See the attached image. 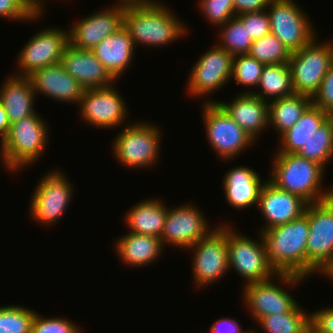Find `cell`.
Returning <instances> with one entry per match:
<instances>
[{"mask_svg": "<svg viewBox=\"0 0 333 333\" xmlns=\"http://www.w3.org/2000/svg\"><path fill=\"white\" fill-rule=\"evenodd\" d=\"M35 313L18 304L0 306V333H31Z\"/></svg>", "mask_w": 333, "mask_h": 333, "instance_id": "36", "label": "cell"}, {"mask_svg": "<svg viewBox=\"0 0 333 333\" xmlns=\"http://www.w3.org/2000/svg\"><path fill=\"white\" fill-rule=\"evenodd\" d=\"M322 275L321 277L324 278V276L329 280L333 282V259L323 268V270L319 273Z\"/></svg>", "mask_w": 333, "mask_h": 333, "instance_id": "47", "label": "cell"}, {"mask_svg": "<svg viewBox=\"0 0 333 333\" xmlns=\"http://www.w3.org/2000/svg\"><path fill=\"white\" fill-rule=\"evenodd\" d=\"M104 7L69 25V44L71 46L91 50L124 26L125 8L112 4Z\"/></svg>", "mask_w": 333, "mask_h": 333, "instance_id": "18", "label": "cell"}, {"mask_svg": "<svg viewBox=\"0 0 333 333\" xmlns=\"http://www.w3.org/2000/svg\"><path fill=\"white\" fill-rule=\"evenodd\" d=\"M207 48L193 64L191 73L187 76L189 78H187L185 92L190 97L201 98L203 103H216V100L207 99V97L223 89L229 81V84L232 83L234 56L216 43L211 48L209 46ZM204 97L206 99H203Z\"/></svg>", "mask_w": 333, "mask_h": 333, "instance_id": "11", "label": "cell"}, {"mask_svg": "<svg viewBox=\"0 0 333 333\" xmlns=\"http://www.w3.org/2000/svg\"><path fill=\"white\" fill-rule=\"evenodd\" d=\"M242 323L238 322L237 318L234 319L233 317H221L217 319L215 322L212 323L209 333H252L253 328H248L244 330L242 328ZM198 333H204L198 332Z\"/></svg>", "mask_w": 333, "mask_h": 333, "instance_id": "42", "label": "cell"}, {"mask_svg": "<svg viewBox=\"0 0 333 333\" xmlns=\"http://www.w3.org/2000/svg\"><path fill=\"white\" fill-rule=\"evenodd\" d=\"M270 33L295 52L318 35L313 21L296 0H272L267 8Z\"/></svg>", "mask_w": 333, "mask_h": 333, "instance_id": "15", "label": "cell"}, {"mask_svg": "<svg viewBox=\"0 0 333 333\" xmlns=\"http://www.w3.org/2000/svg\"><path fill=\"white\" fill-rule=\"evenodd\" d=\"M307 203L299 196L277 188L269 180L260 191L257 208L264 219L260 231L286 224L305 212Z\"/></svg>", "mask_w": 333, "mask_h": 333, "instance_id": "20", "label": "cell"}, {"mask_svg": "<svg viewBox=\"0 0 333 333\" xmlns=\"http://www.w3.org/2000/svg\"><path fill=\"white\" fill-rule=\"evenodd\" d=\"M229 116L255 141L269 128L268 102L253 94H237L230 102L217 100Z\"/></svg>", "mask_w": 333, "mask_h": 333, "instance_id": "23", "label": "cell"}, {"mask_svg": "<svg viewBox=\"0 0 333 333\" xmlns=\"http://www.w3.org/2000/svg\"><path fill=\"white\" fill-rule=\"evenodd\" d=\"M304 333H326L316 327L311 321L307 324Z\"/></svg>", "mask_w": 333, "mask_h": 333, "instance_id": "49", "label": "cell"}, {"mask_svg": "<svg viewBox=\"0 0 333 333\" xmlns=\"http://www.w3.org/2000/svg\"><path fill=\"white\" fill-rule=\"evenodd\" d=\"M294 94L288 63L264 65L254 96L269 103Z\"/></svg>", "mask_w": 333, "mask_h": 333, "instance_id": "29", "label": "cell"}, {"mask_svg": "<svg viewBox=\"0 0 333 333\" xmlns=\"http://www.w3.org/2000/svg\"><path fill=\"white\" fill-rule=\"evenodd\" d=\"M196 4L202 18L215 29L236 16L233 0H198Z\"/></svg>", "mask_w": 333, "mask_h": 333, "instance_id": "38", "label": "cell"}, {"mask_svg": "<svg viewBox=\"0 0 333 333\" xmlns=\"http://www.w3.org/2000/svg\"><path fill=\"white\" fill-rule=\"evenodd\" d=\"M113 84L108 87L85 89L77 107L82 121L96 129H118L127 121L129 108ZM125 122V124H124Z\"/></svg>", "mask_w": 333, "mask_h": 333, "instance_id": "16", "label": "cell"}, {"mask_svg": "<svg viewBox=\"0 0 333 333\" xmlns=\"http://www.w3.org/2000/svg\"><path fill=\"white\" fill-rule=\"evenodd\" d=\"M306 279L299 275L276 273L266 281L243 285V290L241 289L243 305L247 308L251 319H254V323L267 315L292 312L299 302L289 290L293 287L296 289L301 282L303 285Z\"/></svg>", "mask_w": 333, "mask_h": 333, "instance_id": "6", "label": "cell"}, {"mask_svg": "<svg viewBox=\"0 0 333 333\" xmlns=\"http://www.w3.org/2000/svg\"><path fill=\"white\" fill-rule=\"evenodd\" d=\"M201 117L210 147L222 162L234 161L255 141L218 103H202ZM237 157V158H236Z\"/></svg>", "mask_w": 333, "mask_h": 333, "instance_id": "9", "label": "cell"}, {"mask_svg": "<svg viewBox=\"0 0 333 333\" xmlns=\"http://www.w3.org/2000/svg\"><path fill=\"white\" fill-rule=\"evenodd\" d=\"M264 65L288 63L291 52L274 34L253 41L248 53Z\"/></svg>", "mask_w": 333, "mask_h": 333, "instance_id": "35", "label": "cell"}, {"mask_svg": "<svg viewBox=\"0 0 333 333\" xmlns=\"http://www.w3.org/2000/svg\"><path fill=\"white\" fill-rule=\"evenodd\" d=\"M44 14L45 11H39L31 0H0V19L34 23L44 18Z\"/></svg>", "mask_w": 333, "mask_h": 333, "instance_id": "37", "label": "cell"}, {"mask_svg": "<svg viewBox=\"0 0 333 333\" xmlns=\"http://www.w3.org/2000/svg\"><path fill=\"white\" fill-rule=\"evenodd\" d=\"M10 123L7 118V113L2 103L0 102V144L4 141L8 135Z\"/></svg>", "mask_w": 333, "mask_h": 333, "instance_id": "46", "label": "cell"}, {"mask_svg": "<svg viewBox=\"0 0 333 333\" xmlns=\"http://www.w3.org/2000/svg\"><path fill=\"white\" fill-rule=\"evenodd\" d=\"M318 36L300 50L292 52L288 60L295 94L313 98L331 67L329 42H319Z\"/></svg>", "mask_w": 333, "mask_h": 333, "instance_id": "12", "label": "cell"}, {"mask_svg": "<svg viewBox=\"0 0 333 333\" xmlns=\"http://www.w3.org/2000/svg\"><path fill=\"white\" fill-rule=\"evenodd\" d=\"M269 264L277 273L306 278V245L309 237L308 215L259 231Z\"/></svg>", "mask_w": 333, "mask_h": 333, "instance_id": "3", "label": "cell"}, {"mask_svg": "<svg viewBox=\"0 0 333 333\" xmlns=\"http://www.w3.org/2000/svg\"><path fill=\"white\" fill-rule=\"evenodd\" d=\"M331 39L327 40L329 42L330 45V49H331V66L333 67V40L330 41Z\"/></svg>", "mask_w": 333, "mask_h": 333, "instance_id": "50", "label": "cell"}, {"mask_svg": "<svg viewBox=\"0 0 333 333\" xmlns=\"http://www.w3.org/2000/svg\"><path fill=\"white\" fill-rule=\"evenodd\" d=\"M62 171L57 167L44 174L30 197L29 214L41 226H55L73 200L75 185L71 184L72 181Z\"/></svg>", "mask_w": 333, "mask_h": 333, "instance_id": "8", "label": "cell"}, {"mask_svg": "<svg viewBox=\"0 0 333 333\" xmlns=\"http://www.w3.org/2000/svg\"><path fill=\"white\" fill-rule=\"evenodd\" d=\"M60 1H62V0H60ZM31 2L39 11H46L47 10L46 7H47V4H48V0H31ZM49 2H51V0Z\"/></svg>", "mask_w": 333, "mask_h": 333, "instance_id": "48", "label": "cell"}, {"mask_svg": "<svg viewBox=\"0 0 333 333\" xmlns=\"http://www.w3.org/2000/svg\"><path fill=\"white\" fill-rule=\"evenodd\" d=\"M272 0H233L235 14L266 10Z\"/></svg>", "mask_w": 333, "mask_h": 333, "instance_id": "44", "label": "cell"}, {"mask_svg": "<svg viewBox=\"0 0 333 333\" xmlns=\"http://www.w3.org/2000/svg\"><path fill=\"white\" fill-rule=\"evenodd\" d=\"M257 330H258L257 328L256 329L253 328V332L252 333H257Z\"/></svg>", "mask_w": 333, "mask_h": 333, "instance_id": "51", "label": "cell"}, {"mask_svg": "<svg viewBox=\"0 0 333 333\" xmlns=\"http://www.w3.org/2000/svg\"><path fill=\"white\" fill-rule=\"evenodd\" d=\"M330 114L311 104L300 119L279 137L274 153H297L312 137L314 131L323 124Z\"/></svg>", "mask_w": 333, "mask_h": 333, "instance_id": "28", "label": "cell"}, {"mask_svg": "<svg viewBox=\"0 0 333 333\" xmlns=\"http://www.w3.org/2000/svg\"><path fill=\"white\" fill-rule=\"evenodd\" d=\"M42 116L36 112L10 125L0 144V165L8 173H19L44 157L51 130Z\"/></svg>", "mask_w": 333, "mask_h": 333, "instance_id": "4", "label": "cell"}, {"mask_svg": "<svg viewBox=\"0 0 333 333\" xmlns=\"http://www.w3.org/2000/svg\"><path fill=\"white\" fill-rule=\"evenodd\" d=\"M210 223L211 221L206 219L204 212L194 202L168 207L160 239L165 248L168 245L167 247L186 250L215 228L216 225L213 224L212 227Z\"/></svg>", "mask_w": 333, "mask_h": 333, "instance_id": "17", "label": "cell"}, {"mask_svg": "<svg viewBox=\"0 0 333 333\" xmlns=\"http://www.w3.org/2000/svg\"><path fill=\"white\" fill-rule=\"evenodd\" d=\"M309 237L306 245V278L318 275L333 259V196L307 204ZM310 276V277H309Z\"/></svg>", "mask_w": 333, "mask_h": 333, "instance_id": "13", "label": "cell"}, {"mask_svg": "<svg viewBox=\"0 0 333 333\" xmlns=\"http://www.w3.org/2000/svg\"><path fill=\"white\" fill-rule=\"evenodd\" d=\"M266 178L262 181L260 174L248 166L231 167L222 179L225 200L235 211L257 207L260 191L268 180Z\"/></svg>", "mask_w": 333, "mask_h": 333, "instance_id": "21", "label": "cell"}, {"mask_svg": "<svg viewBox=\"0 0 333 333\" xmlns=\"http://www.w3.org/2000/svg\"><path fill=\"white\" fill-rule=\"evenodd\" d=\"M91 51L118 81L126 74L125 72H128L129 68L133 67L136 48L128 30L123 26L114 34L106 37Z\"/></svg>", "mask_w": 333, "mask_h": 333, "instance_id": "24", "label": "cell"}, {"mask_svg": "<svg viewBox=\"0 0 333 333\" xmlns=\"http://www.w3.org/2000/svg\"><path fill=\"white\" fill-rule=\"evenodd\" d=\"M264 64L249 54L235 55L233 58L232 75L235 83L243 88L239 94H253L258 86ZM252 88V89H251ZM245 90V91H244Z\"/></svg>", "mask_w": 333, "mask_h": 333, "instance_id": "34", "label": "cell"}, {"mask_svg": "<svg viewBox=\"0 0 333 333\" xmlns=\"http://www.w3.org/2000/svg\"><path fill=\"white\" fill-rule=\"evenodd\" d=\"M121 127L111 145L116 162L127 169L140 171L156 166L163 141V131L158 123L137 120Z\"/></svg>", "mask_w": 333, "mask_h": 333, "instance_id": "5", "label": "cell"}, {"mask_svg": "<svg viewBox=\"0 0 333 333\" xmlns=\"http://www.w3.org/2000/svg\"><path fill=\"white\" fill-rule=\"evenodd\" d=\"M36 98L27 77L14 76L11 72L4 82H1L0 102L5 108L10 124L35 114Z\"/></svg>", "mask_w": 333, "mask_h": 333, "instance_id": "27", "label": "cell"}, {"mask_svg": "<svg viewBox=\"0 0 333 333\" xmlns=\"http://www.w3.org/2000/svg\"><path fill=\"white\" fill-rule=\"evenodd\" d=\"M310 321L320 330L333 333V307H323L310 313Z\"/></svg>", "mask_w": 333, "mask_h": 333, "instance_id": "43", "label": "cell"}, {"mask_svg": "<svg viewBox=\"0 0 333 333\" xmlns=\"http://www.w3.org/2000/svg\"><path fill=\"white\" fill-rule=\"evenodd\" d=\"M311 104V97L300 94L269 102V130H276L279 137L300 119Z\"/></svg>", "mask_w": 333, "mask_h": 333, "instance_id": "30", "label": "cell"}, {"mask_svg": "<svg viewBox=\"0 0 333 333\" xmlns=\"http://www.w3.org/2000/svg\"><path fill=\"white\" fill-rule=\"evenodd\" d=\"M158 198H145L127 210L124 224L128 231L161 238L168 212L166 202Z\"/></svg>", "mask_w": 333, "mask_h": 333, "instance_id": "26", "label": "cell"}, {"mask_svg": "<svg viewBox=\"0 0 333 333\" xmlns=\"http://www.w3.org/2000/svg\"><path fill=\"white\" fill-rule=\"evenodd\" d=\"M165 4L125 8L124 27L136 49L168 46L189 35V27Z\"/></svg>", "mask_w": 333, "mask_h": 333, "instance_id": "2", "label": "cell"}, {"mask_svg": "<svg viewBox=\"0 0 333 333\" xmlns=\"http://www.w3.org/2000/svg\"><path fill=\"white\" fill-rule=\"evenodd\" d=\"M258 233H255L258 239H252L227 223L229 271L237 272L244 279L242 285L266 281L277 273L269 264L262 236Z\"/></svg>", "mask_w": 333, "mask_h": 333, "instance_id": "10", "label": "cell"}, {"mask_svg": "<svg viewBox=\"0 0 333 333\" xmlns=\"http://www.w3.org/2000/svg\"><path fill=\"white\" fill-rule=\"evenodd\" d=\"M27 78L37 98L38 95H42L54 101L79 105L85 91V88L66 72L61 63L38 69Z\"/></svg>", "mask_w": 333, "mask_h": 333, "instance_id": "19", "label": "cell"}, {"mask_svg": "<svg viewBox=\"0 0 333 333\" xmlns=\"http://www.w3.org/2000/svg\"><path fill=\"white\" fill-rule=\"evenodd\" d=\"M69 318L59 317H45L36 311L32 323L31 333H84V328H80L75 321H69Z\"/></svg>", "mask_w": 333, "mask_h": 333, "instance_id": "39", "label": "cell"}, {"mask_svg": "<svg viewBox=\"0 0 333 333\" xmlns=\"http://www.w3.org/2000/svg\"><path fill=\"white\" fill-rule=\"evenodd\" d=\"M296 154L327 169V165L333 159V118L331 116L314 131L311 139Z\"/></svg>", "mask_w": 333, "mask_h": 333, "instance_id": "31", "label": "cell"}, {"mask_svg": "<svg viewBox=\"0 0 333 333\" xmlns=\"http://www.w3.org/2000/svg\"><path fill=\"white\" fill-rule=\"evenodd\" d=\"M68 44L67 28L65 30L63 27L49 26L40 29L23 45L18 56L16 55V69L12 75L27 77L38 69L61 63L62 54Z\"/></svg>", "mask_w": 333, "mask_h": 333, "instance_id": "14", "label": "cell"}, {"mask_svg": "<svg viewBox=\"0 0 333 333\" xmlns=\"http://www.w3.org/2000/svg\"><path fill=\"white\" fill-rule=\"evenodd\" d=\"M61 64L85 89L118 83L91 50L78 49L68 44L62 54Z\"/></svg>", "mask_w": 333, "mask_h": 333, "instance_id": "22", "label": "cell"}, {"mask_svg": "<svg viewBox=\"0 0 333 333\" xmlns=\"http://www.w3.org/2000/svg\"><path fill=\"white\" fill-rule=\"evenodd\" d=\"M218 36L215 43L231 55L248 54L253 43L248 35L246 25L237 17L228 20L223 26L216 29Z\"/></svg>", "mask_w": 333, "mask_h": 333, "instance_id": "33", "label": "cell"}, {"mask_svg": "<svg viewBox=\"0 0 333 333\" xmlns=\"http://www.w3.org/2000/svg\"><path fill=\"white\" fill-rule=\"evenodd\" d=\"M312 104L331 114L333 112V67L324 76L318 92L312 98Z\"/></svg>", "mask_w": 333, "mask_h": 333, "instance_id": "41", "label": "cell"}, {"mask_svg": "<svg viewBox=\"0 0 333 333\" xmlns=\"http://www.w3.org/2000/svg\"><path fill=\"white\" fill-rule=\"evenodd\" d=\"M237 17L246 25L248 35L253 41L270 33V20L267 9L239 14Z\"/></svg>", "mask_w": 333, "mask_h": 333, "instance_id": "40", "label": "cell"}, {"mask_svg": "<svg viewBox=\"0 0 333 333\" xmlns=\"http://www.w3.org/2000/svg\"><path fill=\"white\" fill-rule=\"evenodd\" d=\"M113 245L120 263L131 269L144 268L158 262L157 259L161 258L165 249L160 238L133 232H125Z\"/></svg>", "mask_w": 333, "mask_h": 333, "instance_id": "25", "label": "cell"}, {"mask_svg": "<svg viewBox=\"0 0 333 333\" xmlns=\"http://www.w3.org/2000/svg\"><path fill=\"white\" fill-rule=\"evenodd\" d=\"M310 322V312L300 304L292 311L261 317L257 322L264 333H304Z\"/></svg>", "mask_w": 333, "mask_h": 333, "instance_id": "32", "label": "cell"}, {"mask_svg": "<svg viewBox=\"0 0 333 333\" xmlns=\"http://www.w3.org/2000/svg\"><path fill=\"white\" fill-rule=\"evenodd\" d=\"M226 222V223H225ZM218 223L205 237L196 242L185 251L193 252L191 260L192 280L194 286L199 289H206L228 276V238L227 222Z\"/></svg>", "mask_w": 333, "mask_h": 333, "instance_id": "7", "label": "cell"}, {"mask_svg": "<svg viewBox=\"0 0 333 333\" xmlns=\"http://www.w3.org/2000/svg\"><path fill=\"white\" fill-rule=\"evenodd\" d=\"M115 2L116 3H112V5L120 6L122 8L153 6L164 3L160 0H117Z\"/></svg>", "mask_w": 333, "mask_h": 333, "instance_id": "45", "label": "cell"}, {"mask_svg": "<svg viewBox=\"0 0 333 333\" xmlns=\"http://www.w3.org/2000/svg\"><path fill=\"white\" fill-rule=\"evenodd\" d=\"M268 180L277 188L299 196L307 204L333 196V185L325 187L326 170L296 153H274ZM323 185V186H322Z\"/></svg>", "mask_w": 333, "mask_h": 333, "instance_id": "1", "label": "cell"}]
</instances>
